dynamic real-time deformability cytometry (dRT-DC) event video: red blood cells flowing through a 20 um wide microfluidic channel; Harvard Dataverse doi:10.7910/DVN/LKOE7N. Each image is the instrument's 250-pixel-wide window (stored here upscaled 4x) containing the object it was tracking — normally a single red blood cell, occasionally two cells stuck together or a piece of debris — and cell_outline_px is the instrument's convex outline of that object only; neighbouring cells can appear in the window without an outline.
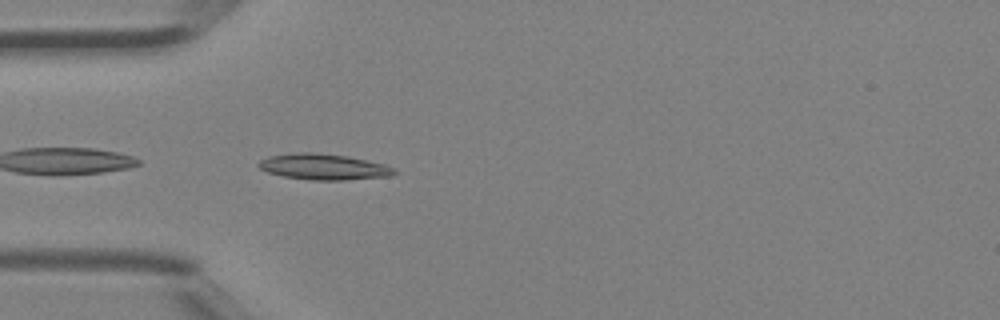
{"species": "Egyptian fruit bat (a non-hibernating species)", "species_latin": "Rousettus aegyptiacus", "temperature_condition": "room temperature", "stored_images_in_passage": 33, "camera_frame_rate_fps": 3000, "um_per_image_px": 0.085, "animal": {"sex": "female"}, "frame": {"image": 1, "passage_image": 1, "time_ms": 0.0, "image_size_px": [1000, 320], "cell_outline_px": [[396, 172], [392, 176], [344, 180], [308, 180], [284, 176], [268, 172], [260, 168], [256, 164], [260, 160], [268, 156], [296, 152], [312, 152], [348, 156], [384, 164], [396, 168]], "centroid_in_image_um": [27.51, 14.18], "position_along_channel_um": 57.5, "area_um2": 20.58}}
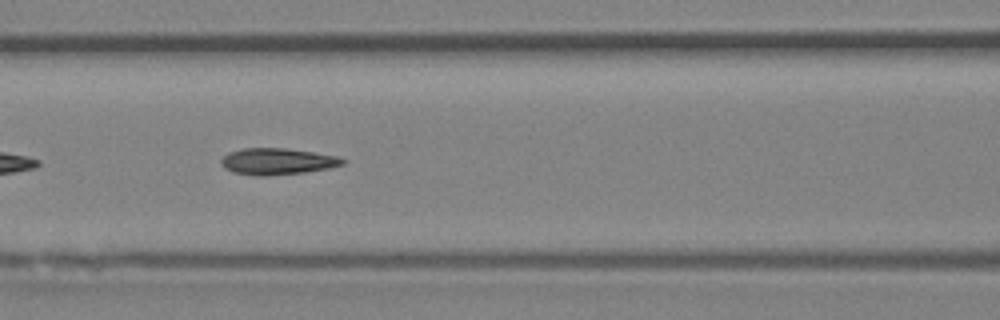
{"frame": {"image": 2, "passage_image": 7, "time_ms": 2.0, "image_size_px": [1000, 320], "cell_outline_px": [[348, 160], [344, 164], [328, 168], [304, 172], [268, 176], [256, 176], [232, 172], [224, 168], [220, 164], [220, 160], [228, 152], [244, 148], [284, 148], [340, 156]], "centroid_in_image_um": [23.57, 13.72], "position_along_channel_um": 143.0, "area_um2": 18.9}}
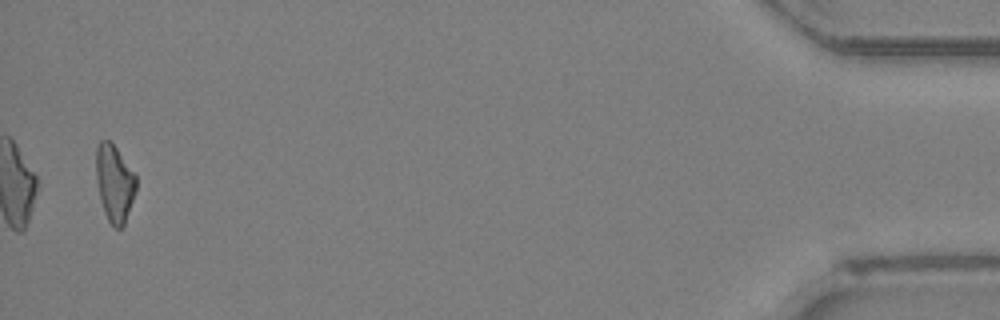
{"frame": {"image": 3, "passage_image": 32, "time_ms": 10.333, "image_size_px": [1000, 320], "cell_outline_px": [[136, 188], [124, 224], [120, 228], [112, 228], [104, 212], [100, 200], [96, 180], [96, 148], [100, 140], [108, 140], [116, 148], [136, 176]], "centroid_in_image_um": [9.7, 15.58], "position_along_channel_um": 425.5, "area_um2": 17.74}, "authors_computed_cell_mechanics": {"area_um2": 18.2648, "velocity_mm_per_s": 4.4885, "shape_relaxation_time_tau1_ms": 5.0551, "shape_relaxation_time_tau2_ms": 1.7672, "deformation_change_tau1": 0.1661, "deformation_change_tau2": 0.0865}}